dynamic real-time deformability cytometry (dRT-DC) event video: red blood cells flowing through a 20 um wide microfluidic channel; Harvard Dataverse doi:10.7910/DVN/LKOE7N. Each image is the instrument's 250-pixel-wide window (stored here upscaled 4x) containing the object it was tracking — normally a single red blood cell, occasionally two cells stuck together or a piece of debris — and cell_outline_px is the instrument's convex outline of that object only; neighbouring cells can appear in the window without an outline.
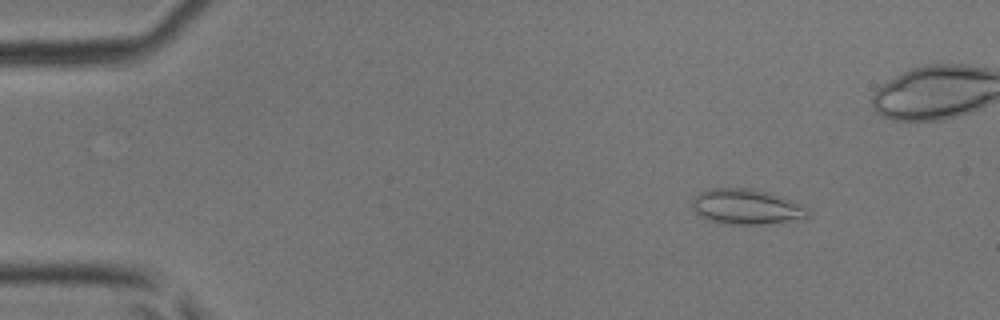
{"species": "common noctule bat (a hibernating species)", "species_latin": "Nyctalus noctula", "temperature_condition": "room temperature", "stored_images_in_passage": 46, "camera_frame_rate_fps": 3000, "um_per_image_px": 0.085, "animal": {"sex": "male", "body_mass_g": 17.9, "forearm_length_mm": 54.2}, "frame": {"image": 1, "passage_image": 6, "time_ms": 1.667, "image_size_px": [1000, 320], "cell_outline_px": [[808, 216], [804, 220], [768, 224], [732, 224], [708, 220], [700, 216], [692, 208], [692, 196], [700, 192], [712, 188], [752, 188], [768, 192], [780, 196], [800, 204], [808, 208]], "centroid_in_image_um": [63.46, 17.58], "position_along_channel_um": 21.5, "area_um2": 24.04}}
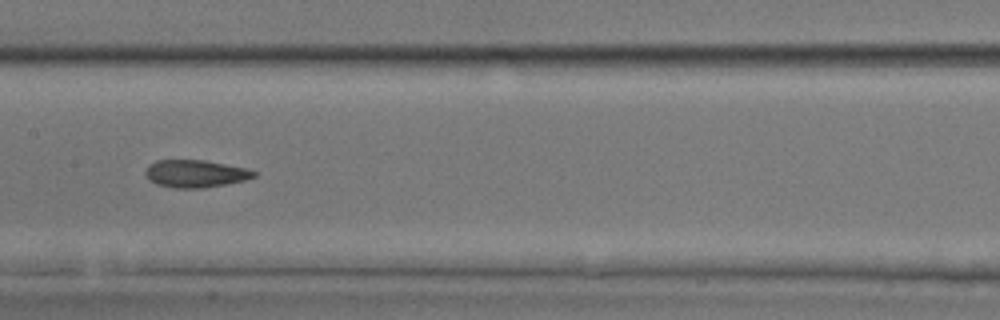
{"frame": {"image": 2, "passage_image": 23, "time_ms": 7.333, "image_size_px": [1000, 320], "cell_outline_px": [[256, 176], [244, 180], [204, 188], [176, 188], [156, 184], [148, 180], [144, 172], [148, 164], [156, 160], [204, 160], [244, 168], [256, 172]], "centroid_in_image_um": [16.54, 14.76], "position_along_channel_um": 190.9, "area_um2": 17.28}}
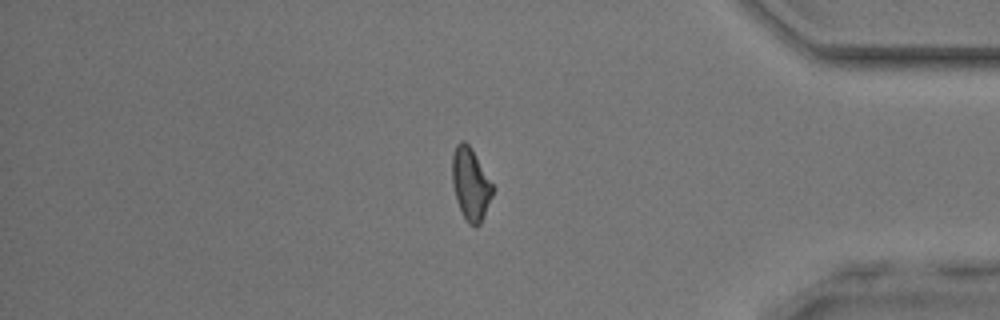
{"frame": {"image": 3, "passage_image": 38, "time_ms": 12.333, "image_size_px": [1000, 320], "cell_outline_px": [[496, 188], [480, 224], [476, 228], [468, 224], [456, 200], [452, 184], [452, 156], [456, 144], [460, 140], [464, 140], [472, 148]], "centroid_in_image_um": [40.02, 15.63], "position_along_channel_um": 395.2, "area_um2": 17.4}}